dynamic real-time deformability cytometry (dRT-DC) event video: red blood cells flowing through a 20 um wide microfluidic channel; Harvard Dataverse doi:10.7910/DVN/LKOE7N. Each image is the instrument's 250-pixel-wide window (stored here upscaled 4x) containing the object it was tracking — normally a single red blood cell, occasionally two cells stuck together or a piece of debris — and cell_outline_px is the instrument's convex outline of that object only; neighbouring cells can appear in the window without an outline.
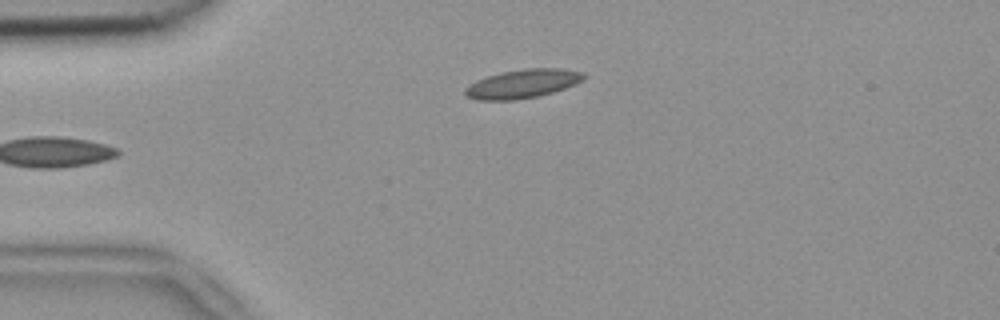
{"species": "common noctule bat (a hibernating species)", "species_latin": "Nyctalus noctula", "temperature_condition": "room temperature", "stored_images_in_passage": 3, "camera_frame_rate_fps": 3000, "um_per_image_px": 0.085, "animal": {"sex": "female", "body_mass_g": 18.4}, "frame": {"image": 1, "passage_image": 3, "time_ms": 0.667, "image_size_px": [1000, 320], "cell_outline_px": [[588, 76], [576, 84], [540, 96], [516, 100], [476, 100], [464, 96], [464, 88], [468, 84], [476, 80], [500, 72], [524, 68], [560, 68], [584, 72]], "centroid_in_image_um": [44.4, 7.12], "position_along_channel_um": 40.6, "area_um2": 20.23}}